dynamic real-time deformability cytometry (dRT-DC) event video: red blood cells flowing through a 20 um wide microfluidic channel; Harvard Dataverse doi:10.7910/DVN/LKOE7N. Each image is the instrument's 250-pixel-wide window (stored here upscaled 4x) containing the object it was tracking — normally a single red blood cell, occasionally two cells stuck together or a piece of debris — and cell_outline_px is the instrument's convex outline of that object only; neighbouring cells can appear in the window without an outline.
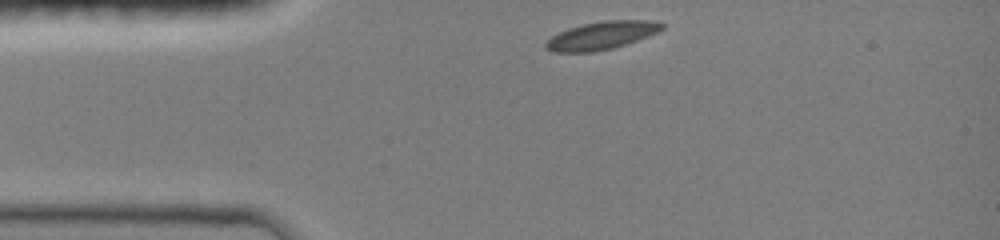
{"species": "common noctule bat (a hibernating species)", "species_latin": "Nyctalus noctula", "temperature_condition": "room temperature", "stored_images_in_passage": 33, "camera_frame_rate_fps": 3000, "um_per_image_px": 0.085, "animal": {"sex": "female", "body_mass_g": 19.0, "forearm_length_mm": 51.5}, "frame": {"image": 1, "passage_image": 1, "time_ms": 0.0, "image_size_px": [1000, 240], "cell_outline_px": [[664, 28], [656, 32], [636, 40], [612, 48], [592, 52], [552, 52], [544, 48], [544, 44], [552, 36], [568, 28], [584, 24], [604, 20], [652, 20], [664, 24]], "centroid_in_image_um": [51.1, 3.01], "position_along_channel_um": 33.9, "area_um2": 18.67}}
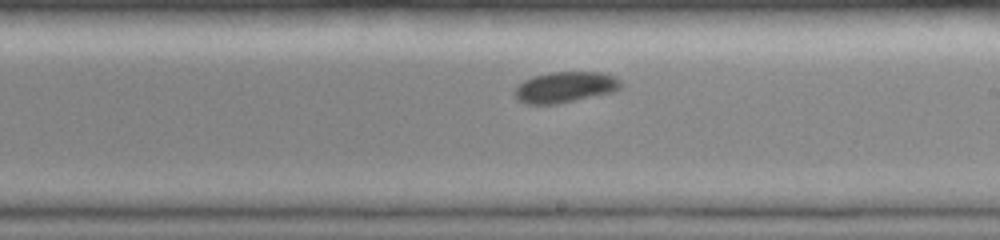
{"frame": {"image": 2, "passage_image": 19, "time_ms": 6.0, "image_size_px": [1000, 240], "cell_outline_px": [[624, 84], [620, 88], [612, 92], [556, 104], [528, 104], [520, 100], [512, 92], [524, 80], [532, 76], [552, 72], [600, 72], [616, 76]], "centroid_in_image_um": [48.06, 7.39], "position_along_channel_um": 240.9, "area_um2": 19.02}}
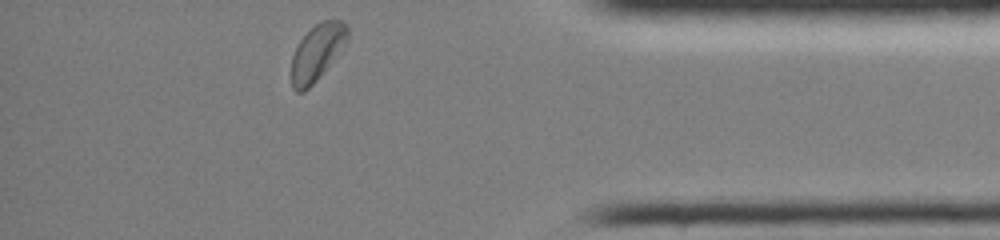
{"frame": {"image": 3, "passage_image": 33, "time_ms": 10.667, "image_size_px": [1000, 240], "cell_outline_px": [[348, 40], [316, 80], [304, 92], [296, 92], [292, 88], [292, 56], [300, 40], [316, 24], [324, 20], [340, 20], [348, 28]], "centroid_in_image_um": [26.94, 4.45], "position_along_channel_um": 408.3, "area_um2": 17.8}, "authors_computed_cell_mechanics": {"area_um2": 18.8428, "velocity_mm_per_s": 3.9586, "shape_relaxation_time_tau1_ms": 3.9578, "shape_relaxation_time_tau2_ms": null, "deformation_change_tau1": 0.0856, "deformation_change_tau2": null}}